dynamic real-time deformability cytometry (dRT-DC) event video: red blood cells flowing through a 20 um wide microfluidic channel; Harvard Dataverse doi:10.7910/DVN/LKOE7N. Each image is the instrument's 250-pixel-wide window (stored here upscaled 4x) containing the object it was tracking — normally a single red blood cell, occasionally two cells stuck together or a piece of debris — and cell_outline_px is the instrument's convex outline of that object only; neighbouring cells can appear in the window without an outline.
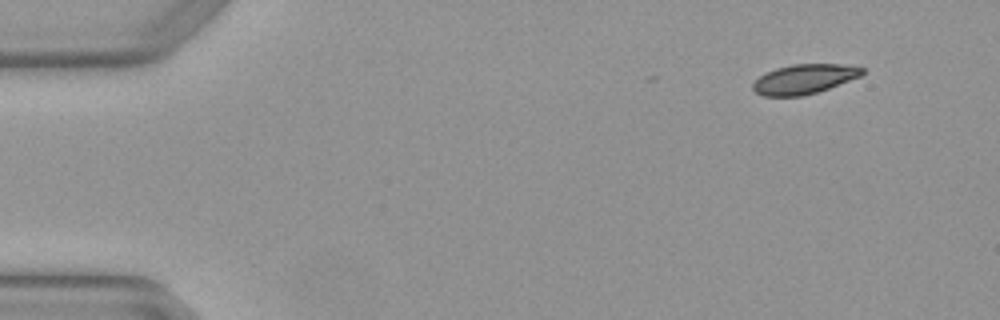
{"species": "Egyptian fruit bat (a non-hibernating species)", "species_latin": "Rousettus aegyptiacus", "temperature_condition": "warm", "stored_images_in_passage": 4, "camera_frame_rate_fps": 3000, "um_per_image_px": 0.085, "animal": {"sex": "female"}, "frame": {"image": 1, "passage_image": 1, "time_ms": 0.0, "image_size_px": [1000, 320], "cell_outline_px": [[864, 72], [860, 76], [828, 88], [804, 96], [760, 96], [752, 88], [752, 84], [764, 72], [776, 68], [792, 64], [840, 64], [864, 68]], "centroid_in_image_um": [68.3, 6.72], "position_along_channel_um": 16.7, "area_um2": 18.79}}
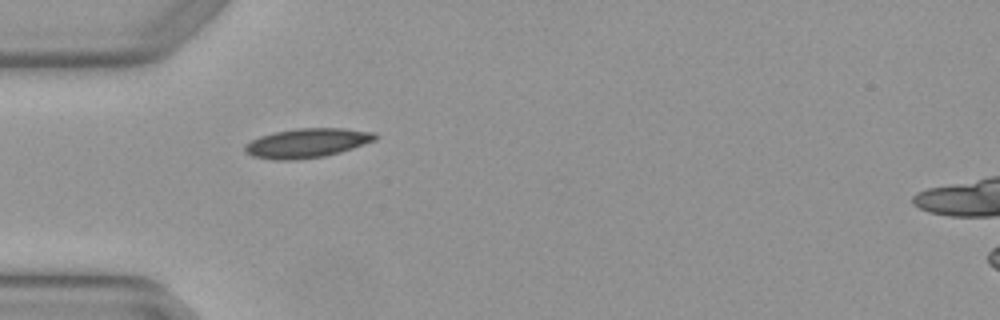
{"frame": {"image": 2, "passage_image": 4, "time_ms": 1.0, "image_size_px": [1000, 320], "cell_outline_px": [[380, 136], [376, 140], [340, 152], [324, 156], [292, 160], [272, 160], [252, 156], [244, 152], [244, 144], [260, 136], [276, 132], [296, 128], [344, 128], [372, 132]], "centroid_in_image_um": [26.08, 12.16], "position_along_channel_um": 58.9, "area_um2": 22.25}}